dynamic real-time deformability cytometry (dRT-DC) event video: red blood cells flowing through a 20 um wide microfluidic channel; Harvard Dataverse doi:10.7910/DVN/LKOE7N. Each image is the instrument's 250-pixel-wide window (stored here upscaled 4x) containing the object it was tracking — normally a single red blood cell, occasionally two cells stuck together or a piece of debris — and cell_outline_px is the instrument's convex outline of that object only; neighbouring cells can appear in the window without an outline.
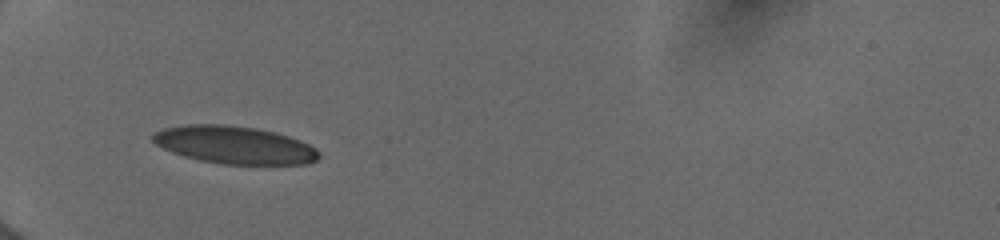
{"species": "human", "species_latin": "Homo sapiens", "temperature_condition": "cold", "stored_images_in_passage": 51, "camera_frame_rate_fps": 3000, "um_per_image_px": 0.085, "donor": {"sex": "female"}, "frame": {"image": 1, "passage_image": 1, "time_ms": 0.0, "image_size_px": [1000, 240], "cell_outline_px": [[320, 156], [316, 160], [308, 164], [220, 164], [200, 160], [184, 156], [172, 152], [156, 144], [152, 140], [152, 136], [156, 132], [164, 128], [184, 124], [224, 124], [256, 128], [276, 132], [300, 140], [316, 148], [320, 152]], "centroid_in_image_um": [19.95, 12.32], "position_along_channel_um": 65.1, "area_um2": 36.53}}
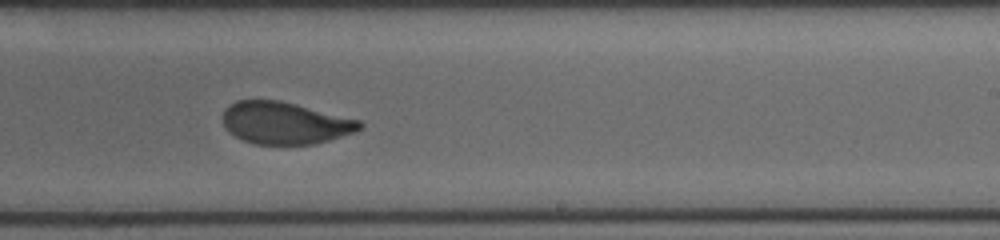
{"frame": {"image": 2, "passage_image": 29, "time_ms": 5.333, "image_size_px": [1000, 240], "cell_outline_px": [[364, 124], [356, 132], [328, 140], [312, 144], [256, 144], [244, 140], [228, 132], [224, 128], [224, 108], [228, 104], [236, 100], [280, 100], [360, 120]], "centroid_in_image_um": [24.2, 10.44], "position_along_channel_um": 264.8, "area_um2": 33.52}}
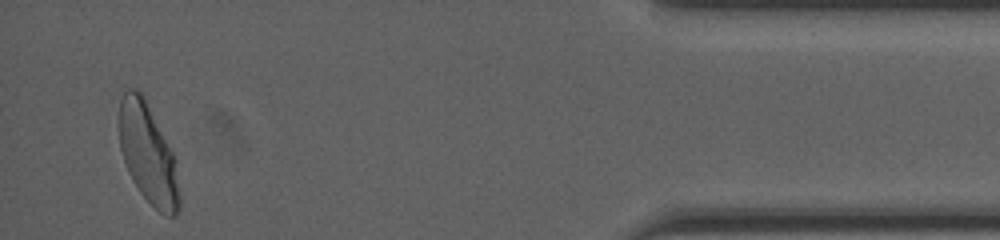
{"frame": {"image": 3, "passage_image": 51, "time_ms": 10.667, "image_size_px": [1000, 240], "cell_outline_px": [[180, 212], [172, 216], [168, 216], [160, 212], [140, 192], [132, 180], [128, 172], [120, 148], [120, 100], [124, 92], [128, 88], [136, 88], [140, 92], [176, 156], [180, 196]], "centroid_in_image_um": [12.62, 13.11], "position_along_channel_um": 422.6, "area_um2": 34.85}, "authors_computed_cell_mechanics": {"area_um2": 34.8534, "velocity_mm_per_s": 3.9635, "shape_relaxation_time_tau1_ms": 4.0061, "shape_relaxation_time_tau2_ms": 0.7055, "deformation_change_tau1": 0.1474, "deformation_change_tau2": 0.0601}}